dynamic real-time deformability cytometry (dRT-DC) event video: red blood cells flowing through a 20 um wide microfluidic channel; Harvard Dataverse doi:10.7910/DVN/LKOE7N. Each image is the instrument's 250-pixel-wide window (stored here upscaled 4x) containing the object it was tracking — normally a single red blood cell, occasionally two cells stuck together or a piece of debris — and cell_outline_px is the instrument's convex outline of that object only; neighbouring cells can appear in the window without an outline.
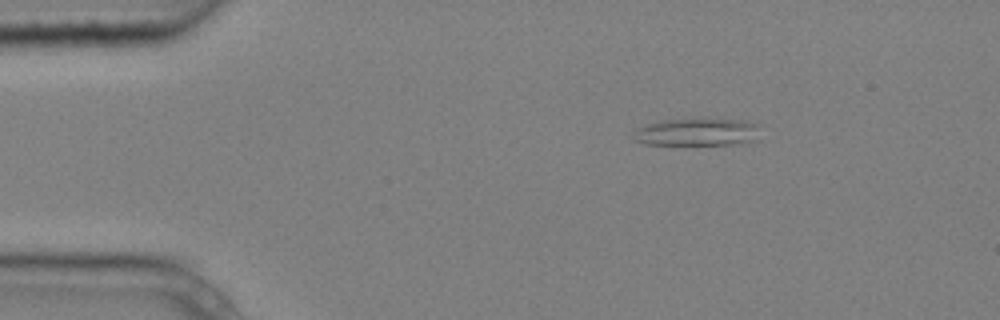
{"species": "common noctule bat (a hibernating species)", "species_latin": "Nyctalus noctula", "temperature_condition": "cold", "stored_images_in_passage": 4, "camera_frame_rate_fps": 3000, "um_per_image_px": 0.085, "animal": {"sex": "male", "body_mass_g": 20.4}, "frame": {"image": 1, "passage_image": 1, "time_ms": 0.0, "image_size_px": [1000, 320], "cell_outline_px": [[764, 124], [760, 140], [744, 144], [644, 144], [636, 140], [632, 136], [632, 132], [636, 128], [660, 120], [716, 116], [744, 120]], "centroid_in_image_um": [59.45, 11.17], "position_along_channel_um": 25.5, "area_um2": 21.96}}
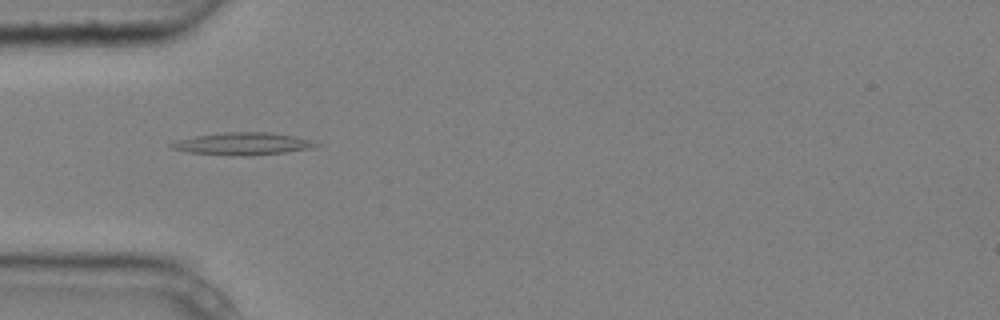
{"frame": {"image": 2, "passage_image": 3, "time_ms": 0.667, "image_size_px": [1000, 320], "cell_outline_px": [[320, 144], [308, 148], [284, 152], [256, 156], [248, 156], [188, 152], [172, 148], [168, 144], [180, 140], [196, 136], [224, 132], [268, 132], [292, 136], [312, 140]], "centroid_in_image_um": [20.64, 12.22], "position_along_channel_um": 64.4, "area_um2": 18.44}}
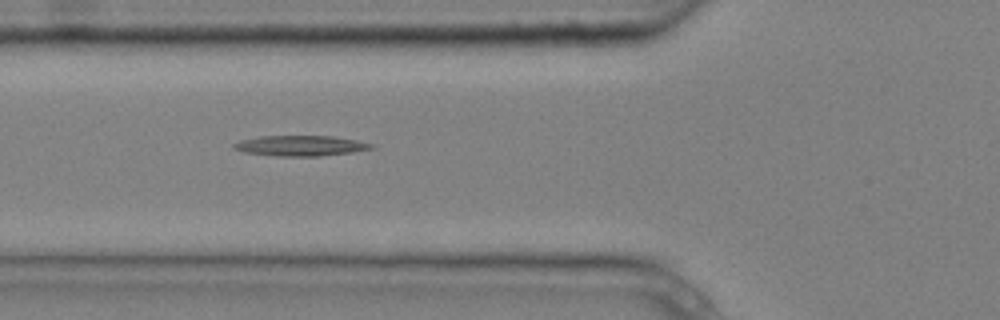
{"frame": {"image": 3, "passage_image": 4, "time_ms": 1.0, "image_size_px": [1000, 320], "cell_outline_px": [[376, 148], [352, 152], [320, 156], [276, 156], [244, 152], [232, 148], [232, 144], [240, 140], [260, 136], [332, 136], [356, 140], [376, 144]], "centroid_in_image_um": [25.57, 12.38], "position_along_channel_um": 100.2, "area_um2": 16.47}}